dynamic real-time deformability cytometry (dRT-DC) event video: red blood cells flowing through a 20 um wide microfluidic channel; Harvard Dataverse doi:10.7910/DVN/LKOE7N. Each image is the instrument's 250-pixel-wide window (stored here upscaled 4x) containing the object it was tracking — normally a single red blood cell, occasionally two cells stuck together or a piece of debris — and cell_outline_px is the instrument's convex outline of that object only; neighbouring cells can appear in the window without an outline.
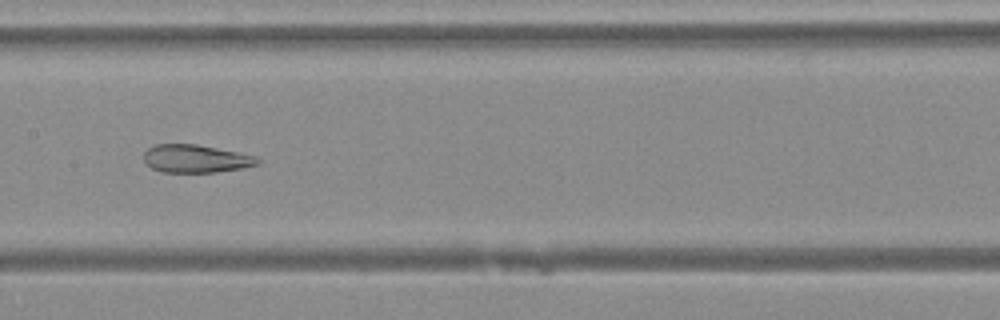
{"species": "Egyptian fruit bat (a non-hibernating species)", "species_latin": "Rousettus aegyptiacus", "temperature_condition": "warm", "stored_images_in_passage": 49, "camera_frame_rate_fps": 3000, "um_per_image_px": 0.085, "animal": {"sex": "female"}, "frame": {"image": 1, "passage_image": 24, "time_ms": 7.667, "image_size_px": [1000, 320], "cell_outline_px": [[264, 160], [260, 164], [240, 168], [216, 172], [164, 172], [152, 168], [144, 160], [144, 152], [148, 148], [156, 144], [196, 144], [256, 156]], "centroid_in_image_um": [16.67, 13.48], "position_along_channel_um": 190.7, "area_um2": 18.44}}
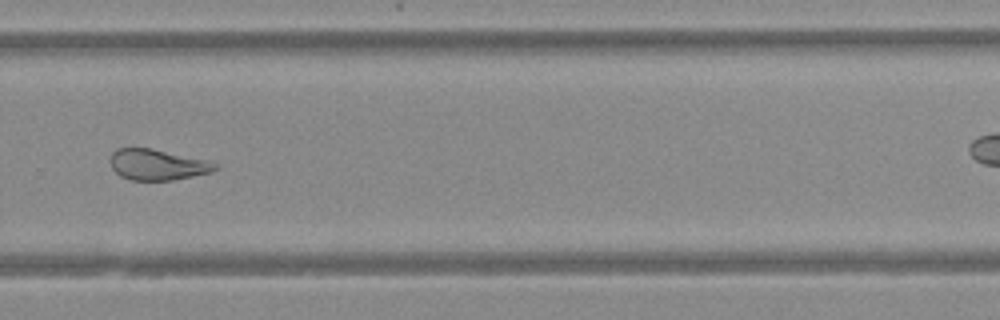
{"frame": {"image": 2, "passage_image": 33, "time_ms": 10.667, "image_size_px": [1000, 320], "cell_outline_px": [[220, 168], [212, 172], [172, 180], [132, 180], [120, 176], [112, 168], [108, 160], [112, 152], [116, 148], [152, 148], [204, 160], [220, 164]], "centroid_in_image_um": [13.36, 13.99], "position_along_channel_um": 316.4, "area_um2": 18.9}}
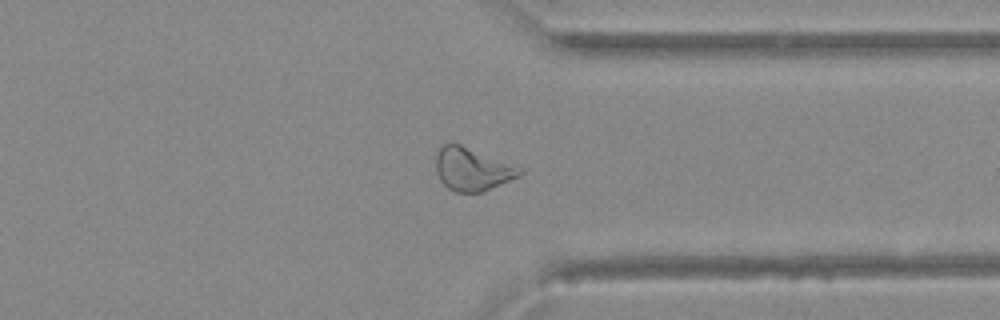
{"frame": {"image": 3, "passage_image": 37, "time_ms": 12.0, "image_size_px": [1000, 320], "cell_outline_px": [[524, 172], [520, 176], [484, 192], [456, 192], [448, 188], [440, 180], [436, 172], [436, 152], [444, 144], [460, 144], [524, 168]], "centroid_in_image_um": [40.17, 14.39], "position_along_channel_um": 371.2, "area_um2": 21.1}}